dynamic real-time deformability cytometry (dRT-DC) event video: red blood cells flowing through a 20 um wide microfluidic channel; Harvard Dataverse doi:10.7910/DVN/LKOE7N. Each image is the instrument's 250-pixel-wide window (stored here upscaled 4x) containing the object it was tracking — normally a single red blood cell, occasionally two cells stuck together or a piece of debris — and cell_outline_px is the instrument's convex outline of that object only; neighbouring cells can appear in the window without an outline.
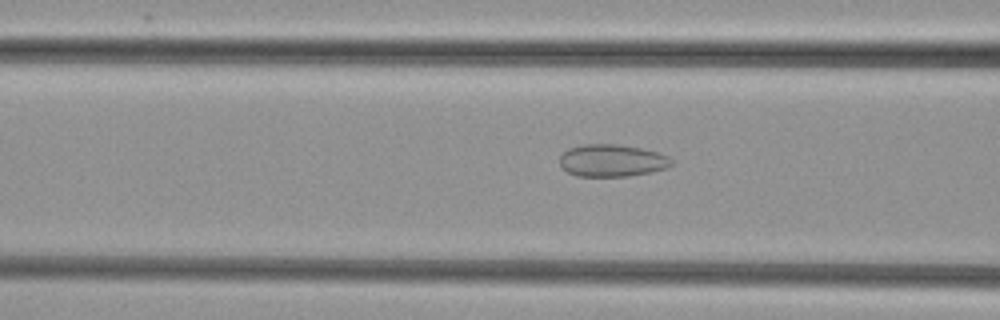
{"species": "common noctule bat (a hibernating species)", "species_latin": "Nyctalus noctula", "temperature_condition": "cold", "stored_images_in_passage": 30, "camera_frame_rate_fps": 3000, "um_per_image_px": 0.085, "animal": {"sex": "female", "body_mass_g": 29.2, "forearm_length_mm": 56.3}, "frame": {"image": 1, "passage_image": 4, "time_ms": 1.0, "image_size_px": [1000, 320], "cell_outline_px": [[676, 160], [668, 168], [652, 172], [628, 176], [576, 176], [568, 172], [560, 164], [560, 156], [568, 148], [584, 144], [616, 144], [640, 148], [656, 152], [668, 156]], "centroid_in_image_um": [52.05, 13.65], "position_along_channel_um": 114.5, "area_um2": 21.1}}
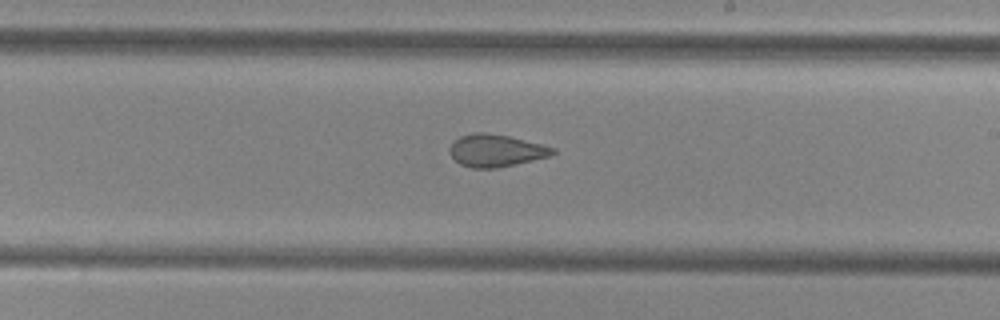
{"frame": {"image": 2, "passage_image": 14, "time_ms": 4.333, "image_size_px": [1000, 320], "cell_outline_px": [[556, 152], [548, 156], [516, 164], [496, 168], [472, 168], [460, 164], [448, 152], [448, 148], [452, 140], [460, 136], [472, 132], [488, 132], [508, 136], [556, 148]], "centroid_in_image_um": [42.09, 12.78], "position_along_channel_um": 246.9, "area_um2": 19.48}}
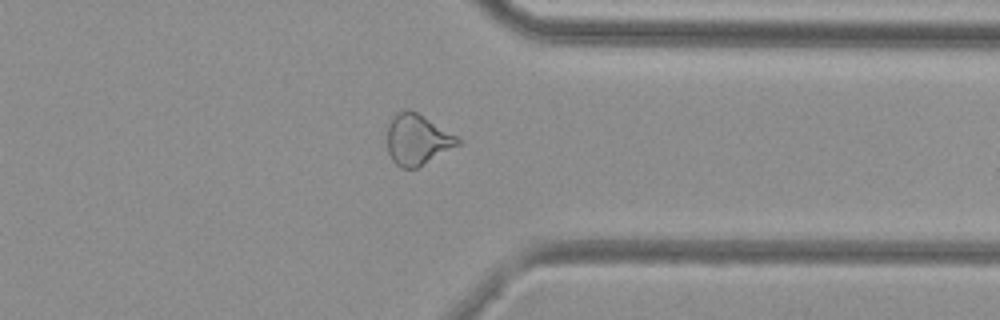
{"frame": {"image": 3, "passage_image": 24, "time_ms": 7.667, "image_size_px": [1000, 320], "cell_outline_px": [[464, 140], [460, 144], [416, 168], [400, 168], [392, 160], [388, 152], [388, 124], [392, 116], [396, 112], [404, 108], [408, 108], [416, 112]], "centroid_in_image_um": [35.46, 11.84], "position_along_channel_um": 375.9, "area_um2": 20.81}}